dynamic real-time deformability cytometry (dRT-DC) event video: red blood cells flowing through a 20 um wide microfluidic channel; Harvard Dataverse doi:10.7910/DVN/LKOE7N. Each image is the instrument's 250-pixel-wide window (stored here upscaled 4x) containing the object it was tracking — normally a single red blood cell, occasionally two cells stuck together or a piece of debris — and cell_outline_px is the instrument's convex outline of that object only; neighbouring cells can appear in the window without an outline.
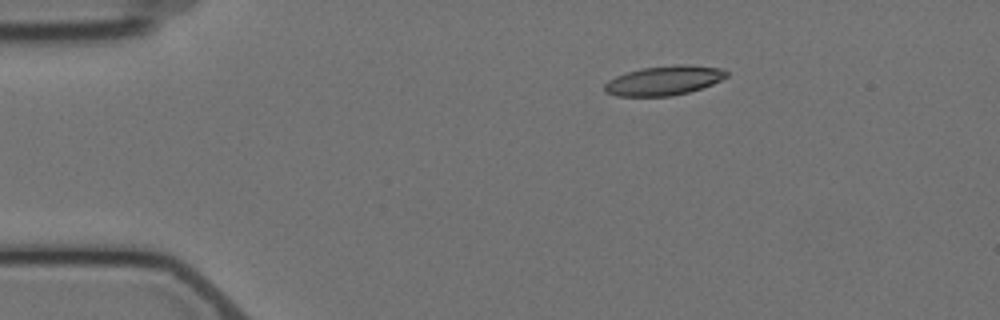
{"species": "Egyptian fruit bat (a non-hibernating species)", "species_latin": "Rousettus aegyptiacus", "temperature_condition": "cold", "stored_images_in_passage": 3, "camera_frame_rate_fps": 3000, "um_per_image_px": 0.085, "animal": {"sex": "female"}, "frame": {"image": 1, "passage_image": 1, "time_ms": 0.0, "image_size_px": [1000, 320], "cell_outline_px": [[728, 76], [712, 84], [688, 92], [672, 96], [616, 96], [604, 92], [604, 84], [608, 80], [616, 76], [628, 72], [644, 68], [676, 64], [684, 64], [724, 68], [728, 72]], "centroid_in_image_um": [56.44, 6.84], "position_along_channel_um": 28.6, "area_um2": 20.92}}